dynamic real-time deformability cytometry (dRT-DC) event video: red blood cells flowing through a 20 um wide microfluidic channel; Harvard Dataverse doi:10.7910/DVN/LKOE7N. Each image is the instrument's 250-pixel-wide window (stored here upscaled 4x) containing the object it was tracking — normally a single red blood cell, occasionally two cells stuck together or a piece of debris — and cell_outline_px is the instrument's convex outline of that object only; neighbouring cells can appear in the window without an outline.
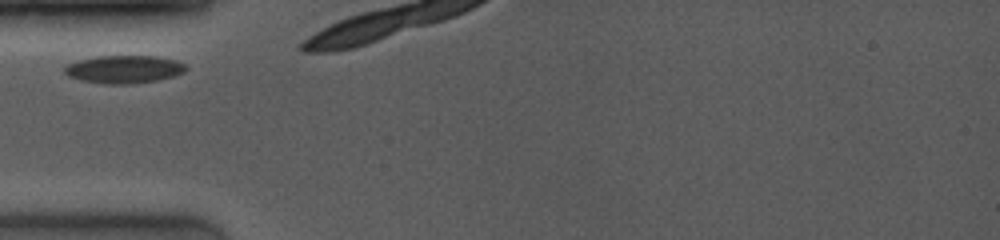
{"species": "common noctule bat (a hibernating species)", "species_latin": "Nyctalus noctula", "temperature_condition": "room temperature", "stored_images_in_passage": 4, "camera_frame_rate_fps": 4000, "um_per_image_px": 0.085, "animal": {"sex": "female", "body_mass_g": 19.0, "forearm_length_mm": 53.3}, "frame": {"image": 1, "passage_image": 1, "time_ms": 0.0, "image_size_px": [1000, 240], "cell_outline_px": [[188, 68], [184, 72], [172, 76], [156, 80], [128, 84], [108, 84], [80, 80], [68, 76], [64, 72], [64, 68], [68, 64], [80, 60], [96, 56], [156, 56], [176, 60], [184, 64]], "centroid_in_image_um": [10.54, 5.88], "position_along_channel_um": 74.5, "area_um2": 19.54}}